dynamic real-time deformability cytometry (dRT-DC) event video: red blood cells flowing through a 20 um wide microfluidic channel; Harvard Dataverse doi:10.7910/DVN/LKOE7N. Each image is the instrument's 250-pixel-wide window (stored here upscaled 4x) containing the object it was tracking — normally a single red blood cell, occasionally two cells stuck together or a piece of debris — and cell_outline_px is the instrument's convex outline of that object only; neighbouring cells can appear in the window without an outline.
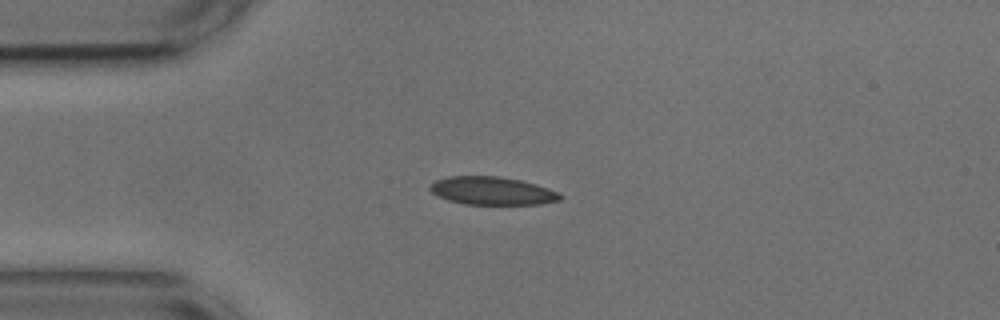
{"species": "common noctule bat (a hibernating species)", "species_latin": "Nyctalus noctula", "temperature_condition": "cold", "stored_images_in_passage": 42, "camera_frame_rate_fps": 3000, "um_per_image_px": 0.085, "animal": {"sex": "male", "body_mass_g": 17.9, "forearm_length_mm": 54.2}, "frame": {"image": 1, "passage_image": 1, "time_ms": 0.0, "image_size_px": [1000, 320], "cell_outline_px": [[564, 196], [560, 200], [540, 204], [464, 204], [448, 200], [436, 196], [428, 188], [428, 184], [432, 180], [448, 176], [500, 176], [520, 180], [536, 184], [548, 188]], "centroid_in_image_um": [41.76, 16.21], "position_along_channel_um": 43.2, "area_um2": 21.5}}
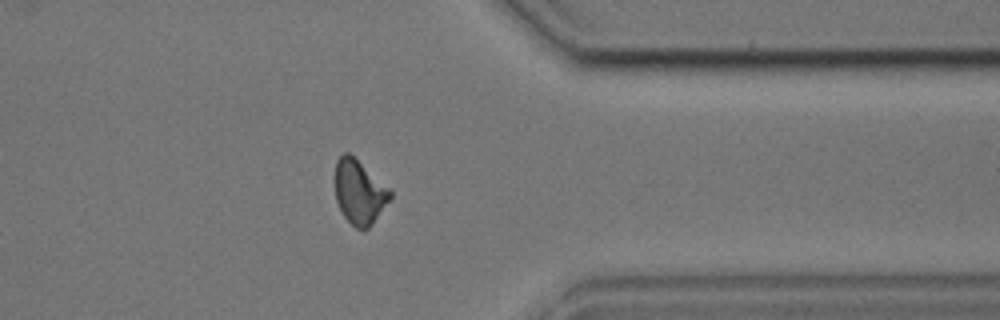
{"frame": {"image": 2, "passage_image": 31, "time_ms": 10.0, "image_size_px": [1000, 320], "cell_outline_px": [[392, 196], [372, 224], [368, 228], [356, 228], [344, 216], [336, 200], [336, 160], [344, 152], [348, 152], [388, 188], [392, 192]], "centroid_in_image_um": [30.53, 16.33], "position_along_channel_um": 380.9, "area_um2": 19.88}}
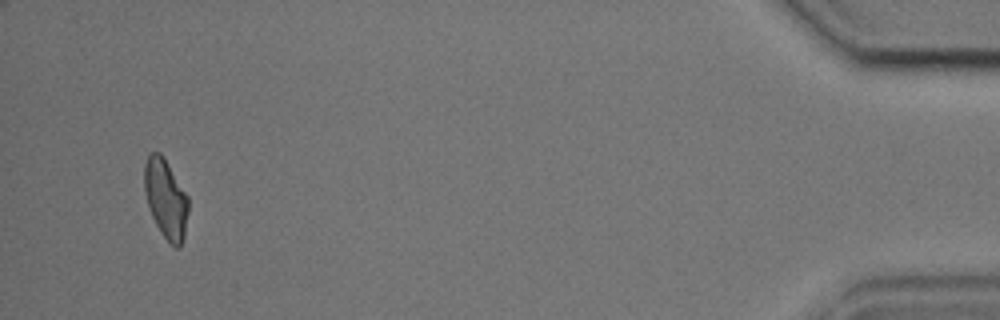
{"frame": {"image": 3, "passage_image": 40, "time_ms": 13.0, "image_size_px": [1000, 320], "cell_outline_px": [[188, 212], [184, 236], [180, 248], [176, 248], [160, 232], [152, 216], [144, 192], [144, 164], [148, 156], [152, 152], [160, 152], [164, 156], [188, 196]], "centroid_in_image_um": [14.09, 16.87], "position_along_channel_um": 421.1, "area_um2": 20.29}, "authors_computed_cell_mechanics": {"area_um2": 21.2704, "velocity_mm_per_s": 3.6561, "shape_relaxation_time_tau1_ms": 4.0927, "shape_relaxation_time_tau2_ms": 1.7811, "deformation_change_tau1": 0.1264, "deformation_change_tau2": 0.074}}